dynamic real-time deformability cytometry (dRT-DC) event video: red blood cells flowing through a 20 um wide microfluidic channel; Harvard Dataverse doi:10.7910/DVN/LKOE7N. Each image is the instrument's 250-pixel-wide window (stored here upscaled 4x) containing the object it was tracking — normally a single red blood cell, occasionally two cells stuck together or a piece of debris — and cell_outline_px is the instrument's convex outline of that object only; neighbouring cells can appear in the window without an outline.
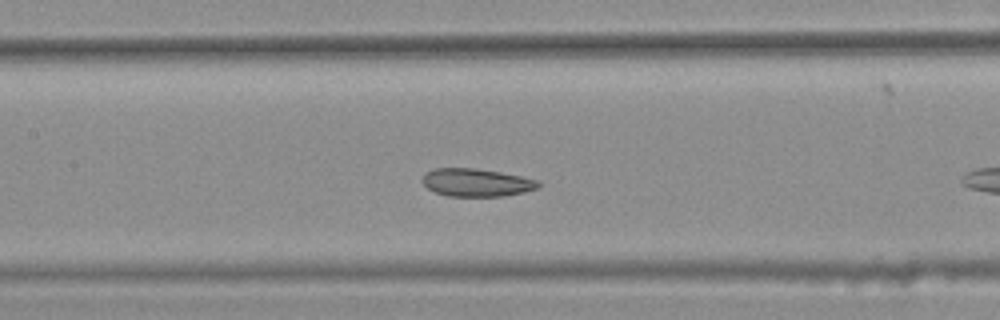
{"species": "common noctule bat (a hibernating species)", "species_latin": "Nyctalus noctula", "temperature_condition": "warm", "stored_images_in_passage": 11, "camera_frame_rate_fps": 3000, "um_per_image_px": 0.085, "animal": {"sex": "female", "body_mass_g": 25.1}, "frame": {"image": 1, "passage_image": 10, "time_ms": 3.0, "image_size_px": [1000, 320], "cell_outline_px": [[540, 184], [536, 188], [524, 192], [504, 196], [448, 196], [436, 192], [428, 188], [420, 180], [424, 172], [436, 168], [476, 168], [500, 172], [540, 180]], "centroid_in_image_um": [40.47, 15.51], "position_along_channel_um": 166.9, "area_um2": 18.9}}